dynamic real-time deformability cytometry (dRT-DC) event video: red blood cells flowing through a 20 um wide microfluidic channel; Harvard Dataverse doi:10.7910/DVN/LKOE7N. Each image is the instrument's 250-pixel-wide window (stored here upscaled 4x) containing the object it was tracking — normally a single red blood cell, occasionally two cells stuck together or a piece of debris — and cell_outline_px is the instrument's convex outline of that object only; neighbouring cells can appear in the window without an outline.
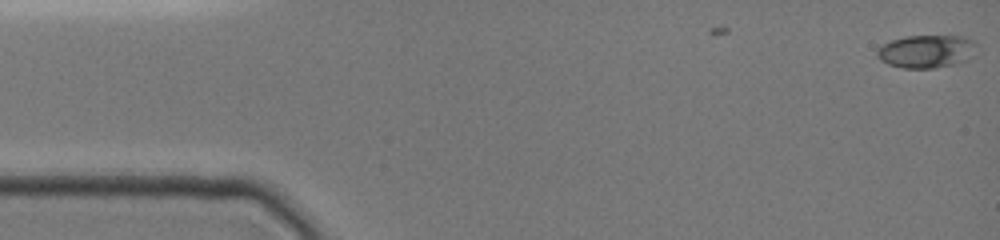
{"species": "common noctule bat (a hibernating species)", "species_latin": "Nyctalus noctula", "temperature_condition": "cold", "stored_images_in_passage": 4, "camera_frame_rate_fps": 3000, "um_per_image_px": 0.085, "animal": {"sex": "female", "body_mass_g": 19.0, "forearm_length_mm": 51.5}, "frame": {"image": 1, "passage_image": 4, "time_ms": 1.0, "image_size_px": [1000, 240], "cell_outline_px": [[976, 56], [968, 60], [956, 64], [932, 68], [904, 68], [888, 64], [880, 60], [876, 56], [876, 52], [880, 44], [904, 36], [964, 36], [976, 40]], "centroid_in_image_um": [78.79, 4.36], "position_along_channel_um": 6.2, "area_um2": 19.59}}